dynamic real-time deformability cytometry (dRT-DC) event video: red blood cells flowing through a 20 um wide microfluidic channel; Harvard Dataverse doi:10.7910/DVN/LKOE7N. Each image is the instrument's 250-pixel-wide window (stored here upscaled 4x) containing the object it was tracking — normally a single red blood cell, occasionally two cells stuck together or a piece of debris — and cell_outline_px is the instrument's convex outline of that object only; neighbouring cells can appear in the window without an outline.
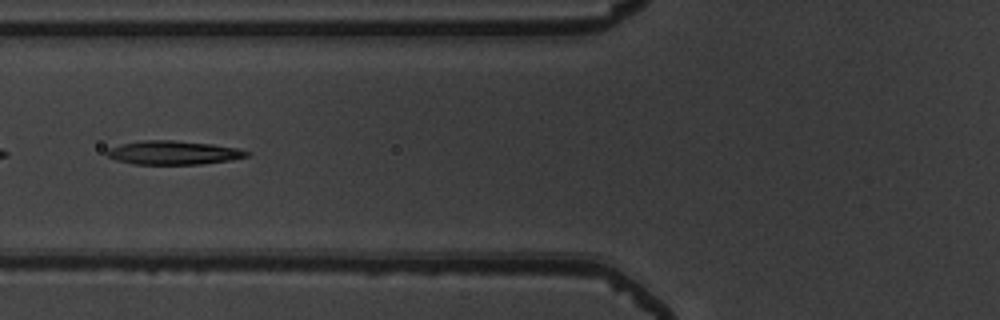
{"species": "common noctule bat (a hibernating species)", "species_latin": "Nyctalus noctula", "temperature_condition": "warm", "stored_images_in_passage": 37, "camera_frame_rate_fps": 3000, "um_per_image_px": 0.085, "animal": {"sex": "male", "body_mass_g": 19.5, "forearm_length_mm": 54.6}, "frame": {"image": 1, "passage_image": 22, "time_ms": 7.0, "image_size_px": [1000, 320], "cell_outline_px": [[252, 156], [232, 160], [200, 164], [132, 164], [116, 160], [108, 156], [104, 152], [108, 148], [120, 144], [144, 140], [176, 140], [212, 144], [236, 148], [252, 152]], "centroid_in_image_um": [14.76, 12.98], "position_along_channel_um": 111.0, "area_um2": 19.59}}